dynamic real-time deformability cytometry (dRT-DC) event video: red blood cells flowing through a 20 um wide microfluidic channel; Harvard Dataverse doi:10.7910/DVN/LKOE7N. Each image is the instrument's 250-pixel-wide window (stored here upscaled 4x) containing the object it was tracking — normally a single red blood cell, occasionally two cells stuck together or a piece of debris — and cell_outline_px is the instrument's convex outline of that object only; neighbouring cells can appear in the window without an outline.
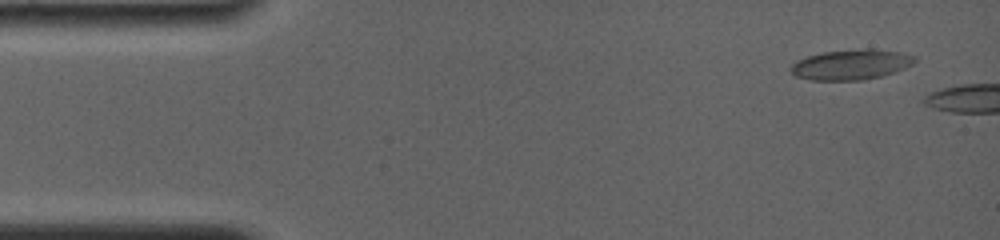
{"species": "common noctule bat (a hibernating species)", "species_latin": "Nyctalus noctula", "temperature_condition": "room temperature", "stored_images_in_passage": 6, "camera_frame_rate_fps": 4000, "um_per_image_px": 0.085, "animal": {"sex": "female", "body_mass_g": 19.0, "forearm_length_mm": 56.7}, "frame": {"image": 1, "passage_image": 1, "time_ms": 0.0, "image_size_px": [1000, 240], "cell_outline_px": [[916, 60], [912, 64], [904, 68], [880, 76], [860, 80], [808, 80], [796, 76], [788, 68], [796, 60], [808, 56], [824, 52], [864, 48], [872, 48], [900, 52], [916, 56]], "centroid_in_image_um": [72.32, 5.48], "position_along_channel_um": 12.7, "area_um2": 21.79}}
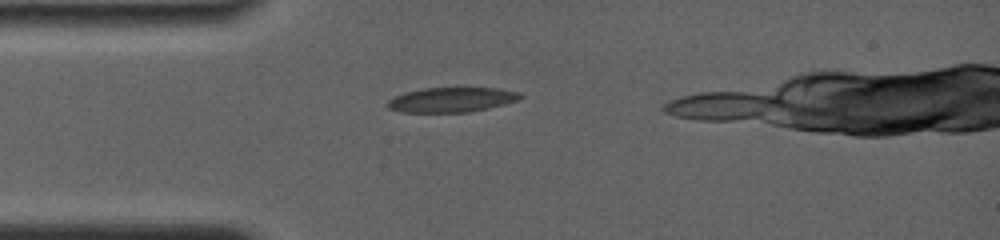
{"frame": {"image": 2, "passage_image": 6, "time_ms": 3.25, "image_size_px": [1000, 240], "cell_outline_px": [[524, 96], [516, 100], [504, 104], [488, 108], [468, 112], [400, 112], [388, 108], [384, 104], [388, 100], [404, 92], [424, 88], [496, 88], [520, 92]], "centroid_in_image_um": [38.35, 8.48], "position_along_channel_um": 46.7, "area_um2": 19.13}}